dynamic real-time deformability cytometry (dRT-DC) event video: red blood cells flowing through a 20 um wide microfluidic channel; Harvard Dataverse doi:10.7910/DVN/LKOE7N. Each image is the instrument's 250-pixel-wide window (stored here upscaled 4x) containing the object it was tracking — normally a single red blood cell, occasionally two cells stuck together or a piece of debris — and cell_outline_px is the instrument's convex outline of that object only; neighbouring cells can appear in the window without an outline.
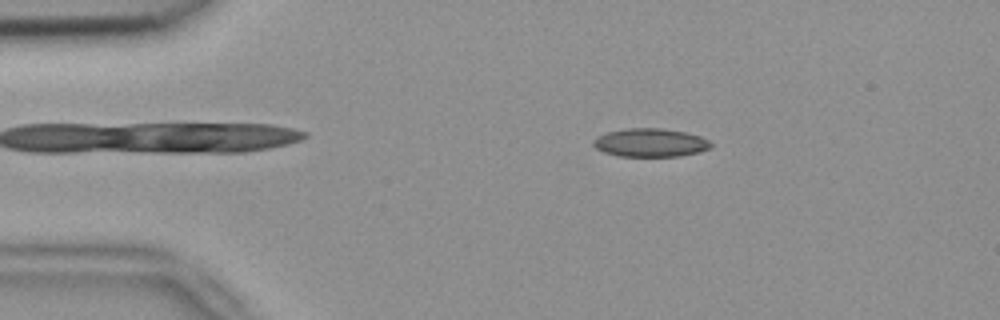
{"species": "common noctule bat (a hibernating species)", "species_latin": "Nyctalus noctula", "temperature_condition": "room temperature", "stored_images_in_passage": 52, "camera_frame_rate_fps": 3000, "um_per_image_px": 0.085, "animal": {"sex": "female", "body_mass_g": 18.4}, "frame": {"image": 1, "passage_image": 9, "time_ms": 2.667, "image_size_px": [1000, 320], "cell_outline_px": [[712, 144], [708, 148], [700, 152], [680, 156], [620, 156], [604, 152], [596, 148], [592, 144], [592, 140], [596, 136], [608, 132], [628, 128], [660, 128], [684, 132], [700, 136], [708, 140]], "centroid_in_image_um": [55.25, 12.12], "position_along_channel_um": 29.7, "area_um2": 19.36}}
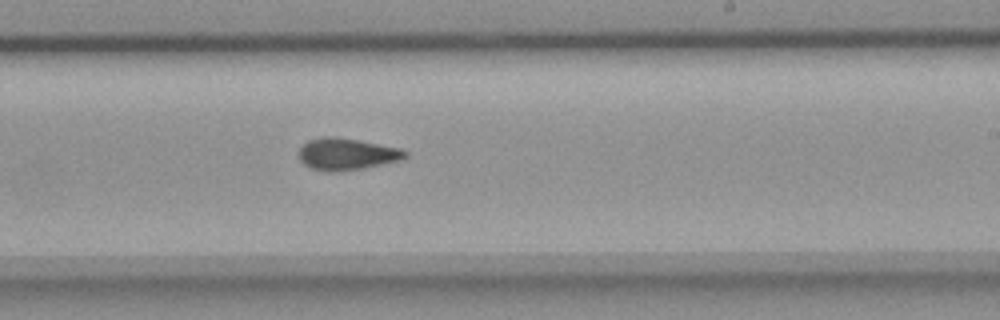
{"frame": {"image": 2, "passage_image": 31, "time_ms": 10.0, "image_size_px": [1000, 320], "cell_outline_px": [[408, 156], [400, 160], [364, 168], [336, 172], [328, 172], [312, 168], [304, 164], [300, 160], [300, 148], [308, 140], [324, 136], [336, 136], [400, 148], [408, 152]], "centroid_in_image_um": [29.48, 13.09], "position_along_channel_um": 259.5, "area_um2": 19.65}}
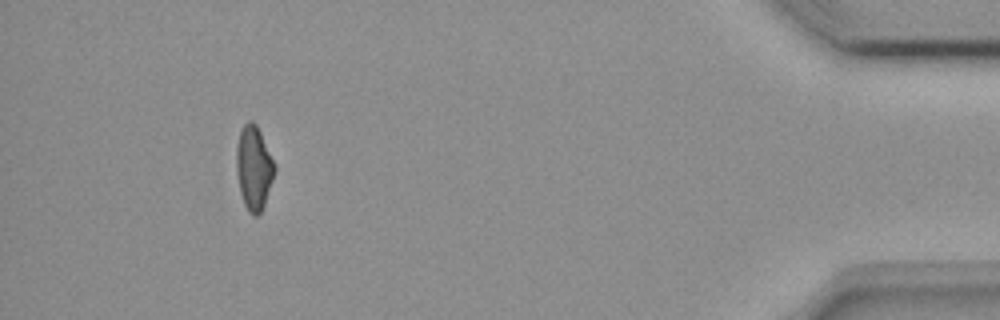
{"frame": {"image": 3, "passage_image": 48, "time_ms": 15.667, "image_size_px": [1000, 320], "cell_outline_px": [[276, 172], [264, 204], [260, 212], [256, 216], [252, 216], [248, 212], [244, 204], [240, 192], [236, 172], [236, 148], [240, 132], [244, 124], [248, 120], [252, 120], [256, 124], [276, 164]], "centroid_in_image_um": [21.58, 14.27], "position_along_channel_um": 413.6, "area_um2": 18.84}, "authors_computed_cell_mechanics": {"area_um2": 19.074, "velocity_mm_per_s": 3.8505, "shape_relaxation_time_tau1_ms": null, "shape_relaxation_time_tau2_ms": 4.5459, "deformation_change_tau1": null, "deformation_change_tau2": 0.097}}